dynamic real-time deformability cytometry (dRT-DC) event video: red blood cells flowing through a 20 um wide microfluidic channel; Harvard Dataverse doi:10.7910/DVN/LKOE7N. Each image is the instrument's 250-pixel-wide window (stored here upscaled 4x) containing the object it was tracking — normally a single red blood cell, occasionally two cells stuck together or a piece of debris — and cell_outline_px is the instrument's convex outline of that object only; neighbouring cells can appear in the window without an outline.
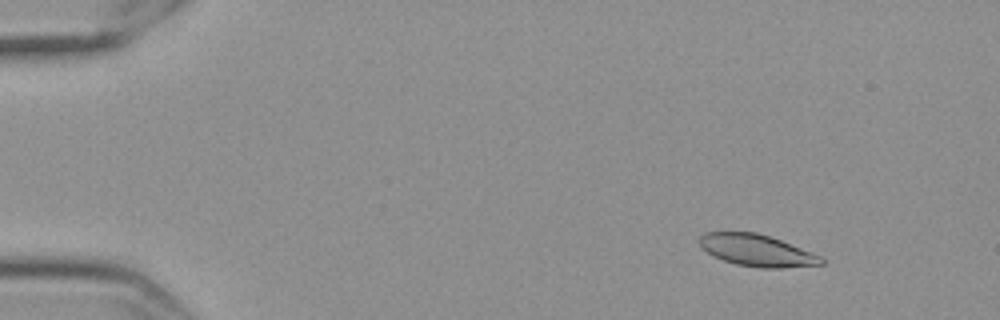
{"species": "Egyptian fruit bat (a non-hibernating species)", "species_latin": "Rousettus aegyptiacus", "temperature_condition": "cold", "stored_images_in_passage": 16, "camera_frame_rate_fps": 3000, "um_per_image_px": 0.085, "frame": {"image": 1, "passage_image": 7, "time_ms": 2.0, "image_size_px": [1000, 320], "cell_outline_px": [[824, 264], [780, 268], [760, 268], [736, 264], [712, 256], [700, 248], [700, 236], [704, 232], [756, 232], [780, 240], [820, 256], [824, 260]], "centroid_in_image_um": [64.28, 21.29], "position_along_channel_um": 20.7, "area_um2": 22.37}}